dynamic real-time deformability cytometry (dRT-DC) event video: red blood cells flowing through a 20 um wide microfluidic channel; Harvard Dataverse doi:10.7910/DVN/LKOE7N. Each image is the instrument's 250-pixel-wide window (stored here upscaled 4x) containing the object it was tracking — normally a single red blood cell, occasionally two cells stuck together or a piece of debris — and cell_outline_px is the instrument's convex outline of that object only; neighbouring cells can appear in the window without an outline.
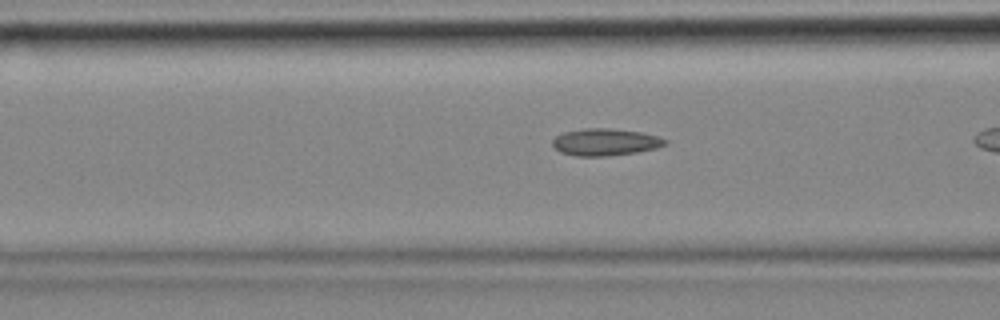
{"species": "common noctule bat (a hibernating species)", "species_latin": "Nyctalus noctula", "temperature_condition": "cold", "stored_images_in_passage": 27, "camera_frame_rate_fps": 3000, "um_per_image_px": 0.085, "animal": {"sex": "female", "body_mass_g": 18.4}, "frame": {"image": 1, "passage_image": 5, "time_ms": 1.333, "image_size_px": [1000, 320], "cell_outline_px": [[668, 144], [656, 148], [636, 152], [608, 156], [576, 156], [560, 152], [552, 144], [552, 140], [556, 136], [564, 132], [584, 128], [608, 128], [640, 132], [656, 136], [668, 140]], "centroid_in_image_um": [51.44, 12.08], "position_along_channel_um": 115.2, "area_um2": 17.69}}